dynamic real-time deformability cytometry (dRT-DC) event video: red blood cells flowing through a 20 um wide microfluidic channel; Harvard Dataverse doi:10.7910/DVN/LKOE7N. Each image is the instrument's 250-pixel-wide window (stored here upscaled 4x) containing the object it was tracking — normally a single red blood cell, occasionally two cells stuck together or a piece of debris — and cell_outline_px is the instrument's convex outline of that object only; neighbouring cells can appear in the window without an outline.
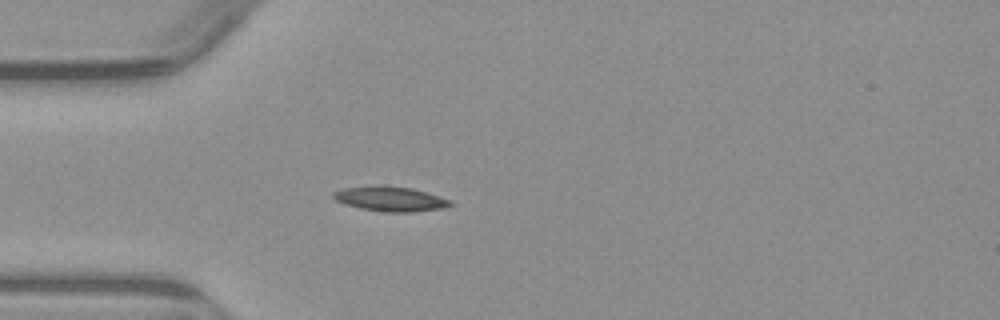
{"species": "common noctule bat (a hibernating species)", "species_latin": "Nyctalus noctula", "temperature_condition": "warm", "stored_images_in_passage": 4, "camera_frame_rate_fps": 3000, "um_per_image_px": 0.085, "animal": {"sex": "male", "body_mass_g": 23.1, "forearm_length_mm": 52.7}, "frame": {"image": 1, "passage_image": 4, "time_ms": 3.667, "image_size_px": [1000, 320], "cell_outline_px": [[456, 204], [444, 208], [412, 212], [384, 212], [360, 208], [344, 204], [336, 200], [332, 196], [332, 192], [344, 188], [376, 184], [380, 184], [412, 188], [448, 200]], "centroid_in_image_um": [33.13, 16.89], "position_along_channel_um": 51.9, "area_um2": 16.99}}